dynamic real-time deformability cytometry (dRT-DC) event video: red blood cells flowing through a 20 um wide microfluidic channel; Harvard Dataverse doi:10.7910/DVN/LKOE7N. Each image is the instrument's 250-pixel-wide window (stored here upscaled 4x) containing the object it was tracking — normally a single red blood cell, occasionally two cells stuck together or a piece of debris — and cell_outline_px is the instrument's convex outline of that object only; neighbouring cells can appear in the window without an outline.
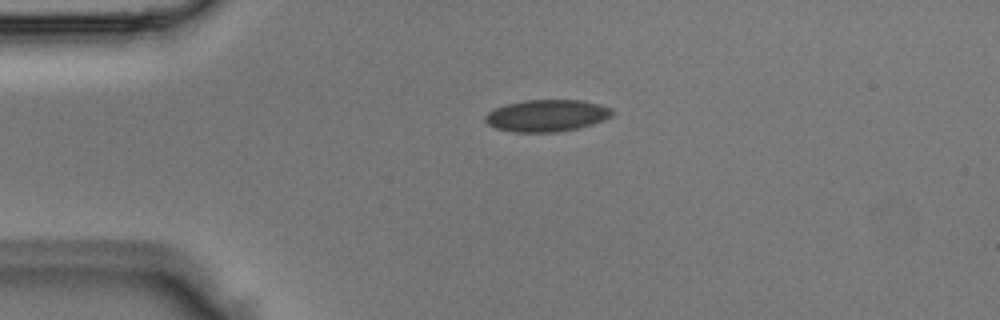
{"species": "Egyptian fruit bat (a non-hibernating species)", "species_latin": "Rousettus aegyptiacus", "temperature_condition": "room temperature", "stored_images_in_passage": 3, "camera_frame_rate_fps": 3000, "um_per_image_px": 0.085, "animal": {"sex": "male"}, "frame": {"image": 1, "passage_image": 3, "time_ms": 0.667, "image_size_px": [1000, 320], "cell_outline_px": [[616, 112], [612, 116], [604, 120], [580, 128], [556, 132], [512, 132], [496, 128], [488, 124], [484, 120], [484, 116], [488, 112], [496, 108], [508, 104], [524, 100], [580, 100], [600, 104], [612, 108]], "centroid_in_image_um": [46.51, 9.83], "position_along_channel_um": 38.5, "area_um2": 23.76}}